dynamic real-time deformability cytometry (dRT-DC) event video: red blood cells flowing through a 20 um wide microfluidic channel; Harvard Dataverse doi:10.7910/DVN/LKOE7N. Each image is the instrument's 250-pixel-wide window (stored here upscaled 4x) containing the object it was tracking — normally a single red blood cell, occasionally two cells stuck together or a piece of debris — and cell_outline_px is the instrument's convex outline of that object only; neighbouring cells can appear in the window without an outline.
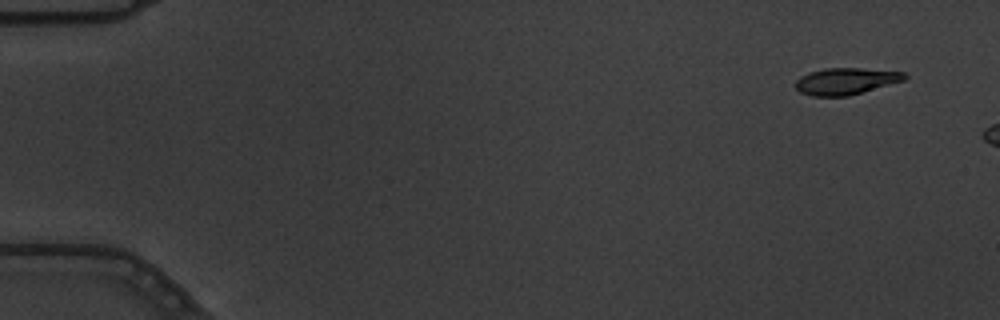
{"species": "common noctule bat (a hibernating species)", "species_latin": "Nyctalus noctula", "temperature_condition": "warm", "stored_images_in_passage": 3, "camera_frame_rate_fps": 3000, "um_per_image_px": 0.085, "animal": {"sex": "male", "body_mass_g": 19.5, "forearm_length_mm": 54.6}, "frame": {"image": 1, "passage_image": 1, "time_ms": 0.0, "image_size_px": [1000, 320], "cell_outline_px": [[908, 76], [904, 80], [848, 96], [812, 96], [800, 92], [796, 88], [796, 80], [800, 76], [808, 72], [824, 68], [860, 68], [908, 72]], "centroid_in_image_um": [71.9, 6.89], "position_along_channel_um": 13.1, "area_um2": 16.99}}